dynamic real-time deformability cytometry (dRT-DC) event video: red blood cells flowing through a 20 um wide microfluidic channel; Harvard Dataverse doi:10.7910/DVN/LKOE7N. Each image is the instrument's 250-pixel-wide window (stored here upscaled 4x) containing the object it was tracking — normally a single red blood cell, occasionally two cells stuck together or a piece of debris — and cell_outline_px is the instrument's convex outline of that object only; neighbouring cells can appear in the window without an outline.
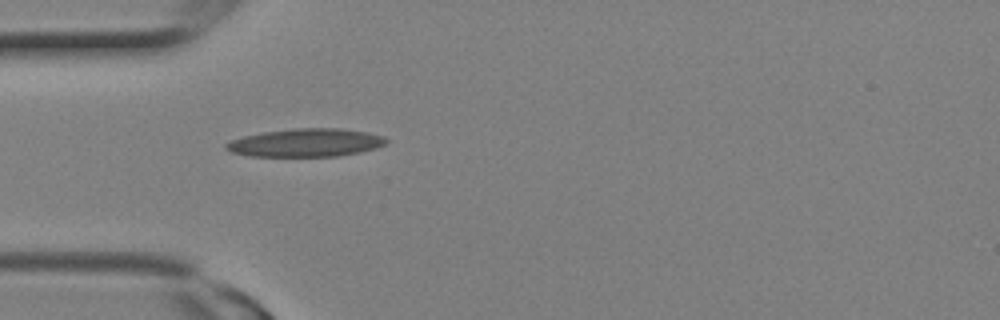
{"species": "Egyptian fruit bat (a non-hibernating species)", "species_latin": "Rousettus aegyptiacus", "temperature_condition": "room temperature", "stored_images_in_passage": 1, "camera_frame_rate_fps": 3000, "um_per_image_px": 0.085, "animal": {"sex": "female"}, "frame": {"image": 1, "passage_image": 1, "time_ms": 0.0, "image_size_px": [1000, 320], "cell_outline_px": [[388, 144], [376, 148], [360, 152], [336, 156], [252, 156], [232, 152], [224, 148], [224, 144], [232, 140], [244, 136], [264, 132], [292, 128], [340, 128], [368, 132], [384, 136], [388, 140]], "centroid_in_image_um": [26.04, 12.12], "position_along_channel_um": 59.0, "area_um2": 26.3}}